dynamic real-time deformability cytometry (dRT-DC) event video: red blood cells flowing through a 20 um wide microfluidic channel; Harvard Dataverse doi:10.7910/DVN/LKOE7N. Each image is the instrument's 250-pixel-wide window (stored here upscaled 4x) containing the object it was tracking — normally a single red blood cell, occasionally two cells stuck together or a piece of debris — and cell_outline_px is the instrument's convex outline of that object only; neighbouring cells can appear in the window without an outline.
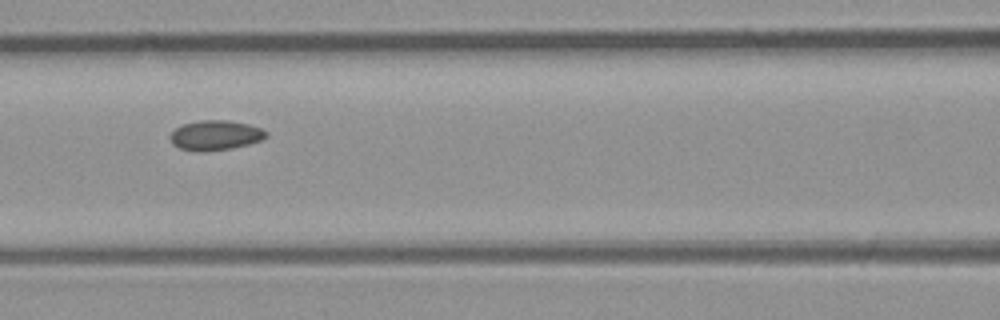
{"species": "common noctule bat (a hibernating species)", "species_latin": "Nyctalus noctula", "temperature_condition": "room temperature", "stored_images_in_passage": 6, "camera_frame_rate_fps": 3000, "um_per_image_px": 0.085, "animal": {"sex": "male", "body_mass_g": 23.1, "forearm_length_mm": 52.7}, "frame": {"image": 1, "passage_image": 5, "time_ms": 5.333, "image_size_px": [1000, 320], "cell_outline_px": [[268, 136], [260, 140], [248, 144], [228, 148], [180, 148], [172, 144], [168, 136], [180, 124], [200, 120], [228, 120], [248, 124], [260, 128], [268, 132]], "centroid_in_image_um": [18.31, 11.43], "position_along_channel_um": 148.3, "area_um2": 15.95}}
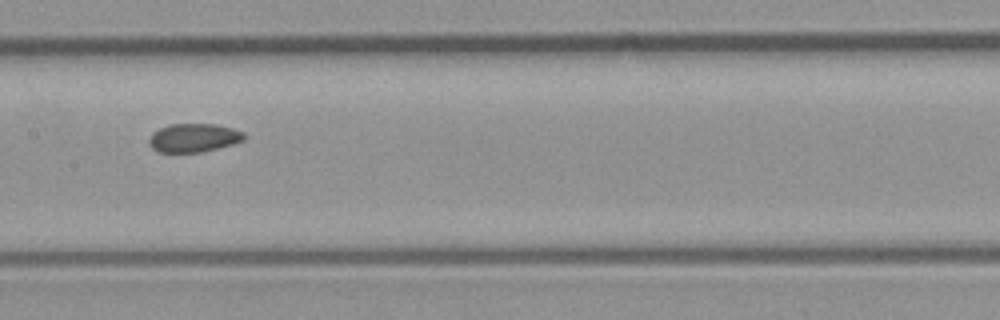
{"frame": {"image": 2, "passage_image": 6, "time_ms": 6.333, "image_size_px": [1000, 320], "cell_outline_px": [[244, 140], [232, 144], [200, 152], [160, 152], [152, 148], [148, 144], [148, 140], [152, 132], [168, 124], [216, 124], [232, 128], [244, 132]], "centroid_in_image_um": [16.43, 11.7], "position_along_channel_um": 191.0, "area_um2": 15.78}}